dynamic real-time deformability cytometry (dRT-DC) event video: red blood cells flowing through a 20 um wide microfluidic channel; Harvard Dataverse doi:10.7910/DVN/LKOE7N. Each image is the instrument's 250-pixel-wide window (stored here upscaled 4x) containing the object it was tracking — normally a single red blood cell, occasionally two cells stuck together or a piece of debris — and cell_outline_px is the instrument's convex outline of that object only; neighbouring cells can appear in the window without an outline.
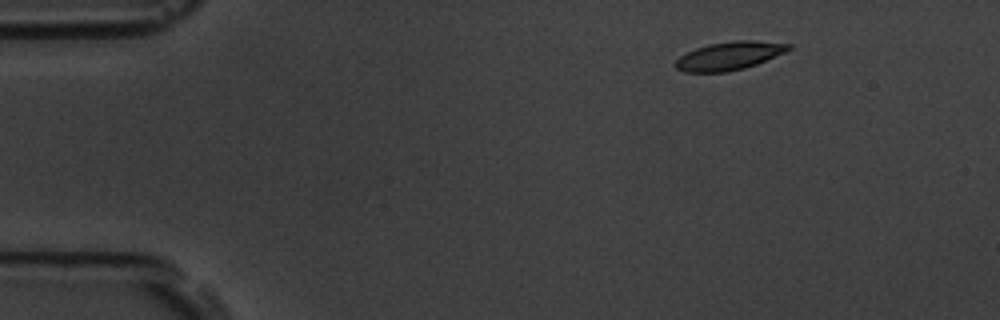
{"species": "common noctule bat (a hibernating species)", "species_latin": "Nyctalus noctula", "temperature_condition": "room temperature", "stored_images_in_passage": 8, "camera_frame_rate_fps": 3000, "um_per_image_px": 0.085, "animal": {"sex": "male", "body_mass_g": 19.5, "forearm_length_mm": 54.6}, "frame": {"image": 1, "passage_image": 1, "time_ms": 0.0, "image_size_px": [1000, 320], "cell_outline_px": [[792, 48], [784, 52], [756, 64], [744, 68], [728, 72], [684, 72], [676, 68], [676, 60], [680, 56], [696, 48], [708, 44], [736, 40], [752, 40], [792, 44]], "centroid_in_image_um": [61.99, 4.74], "position_along_channel_um": 23.0, "area_um2": 18.44}}
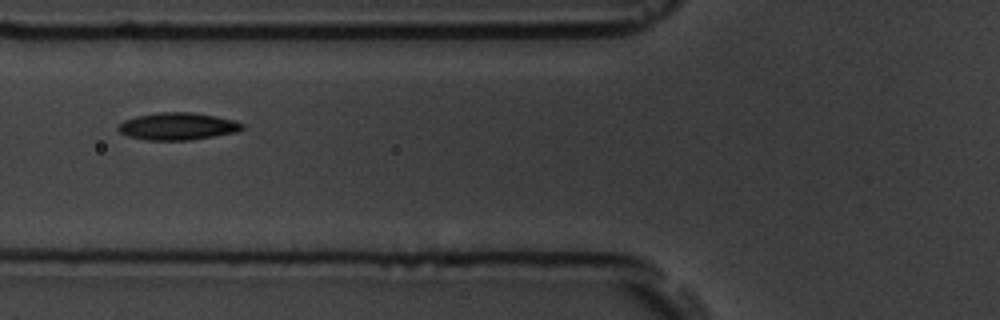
{"frame": {"image": 2, "passage_image": 5, "time_ms": 1.333, "image_size_px": [1000, 320], "cell_outline_px": [[244, 128], [236, 132], [188, 140], [144, 140], [128, 136], [120, 132], [116, 128], [124, 120], [136, 116], [156, 112], [192, 112], [216, 116], [236, 120], [244, 124]], "centroid_in_image_um": [15.09, 10.73], "position_along_channel_um": 110.7, "area_um2": 19.77}}
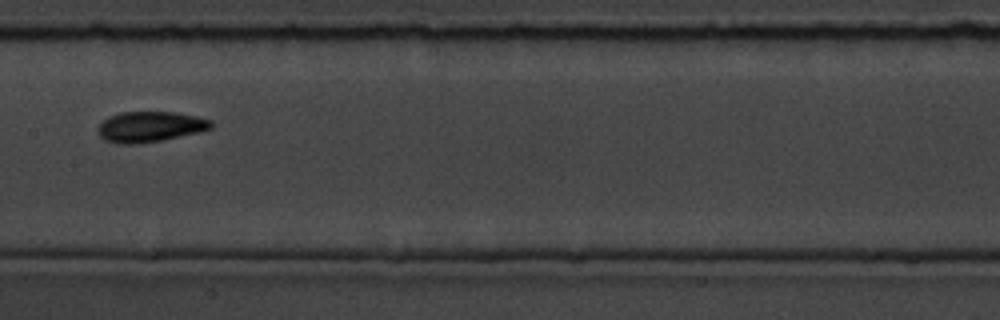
{"frame": {"image": 3, "passage_image": 7, "time_ms": 2.0, "image_size_px": [1000, 320], "cell_outline_px": [[212, 128], [196, 132], [160, 140], [136, 144], [116, 144], [104, 140], [100, 136], [96, 128], [108, 116], [120, 112], [172, 112], [196, 116], [212, 120]], "centroid_in_image_um": [12.69, 10.77], "position_along_channel_um": 194.7, "area_um2": 20.0}}